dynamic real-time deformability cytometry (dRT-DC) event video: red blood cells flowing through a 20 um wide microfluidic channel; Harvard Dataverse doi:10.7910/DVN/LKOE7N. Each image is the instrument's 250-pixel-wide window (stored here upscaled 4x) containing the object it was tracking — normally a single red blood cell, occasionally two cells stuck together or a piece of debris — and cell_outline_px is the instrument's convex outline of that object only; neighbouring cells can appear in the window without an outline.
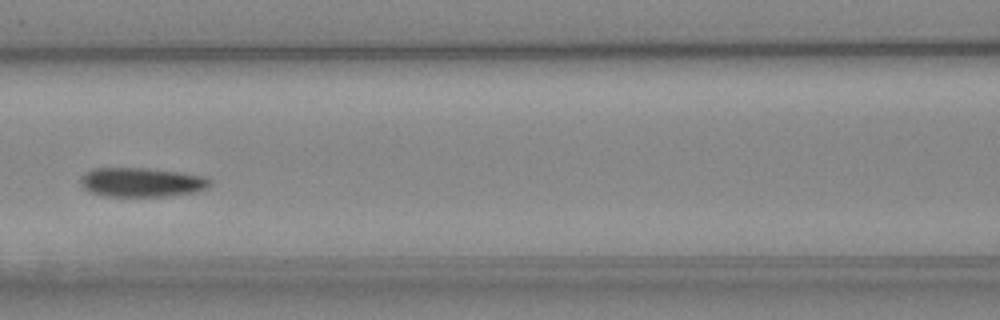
{"species": "Egyptian fruit bat (a non-hibernating species)", "species_latin": "Rousettus aegyptiacus", "temperature_condition": "cold", "stored_images_in_passage": 6, "camera_frame_rate_fps": 3000, "um_per_image_px": 0.085, "animal": {"sex": "female"}, "frame": {"image": 1, "passage_image": 6, "time_ms": 5.667, "image_size_px": [1000, 320], "cell_outline_px": [[212, 184], [208, 188], [196, 192], [164, 196], [104, 196], [88, 192], [80, 184], [80, 176], [84, 172], [92, 168], [148, 168], [204, 176], [212, 180]], "centroid_in_image_um": [12.0, 15.49], "position_along_channel_um": 154.6, "area_um2": 22.25}}